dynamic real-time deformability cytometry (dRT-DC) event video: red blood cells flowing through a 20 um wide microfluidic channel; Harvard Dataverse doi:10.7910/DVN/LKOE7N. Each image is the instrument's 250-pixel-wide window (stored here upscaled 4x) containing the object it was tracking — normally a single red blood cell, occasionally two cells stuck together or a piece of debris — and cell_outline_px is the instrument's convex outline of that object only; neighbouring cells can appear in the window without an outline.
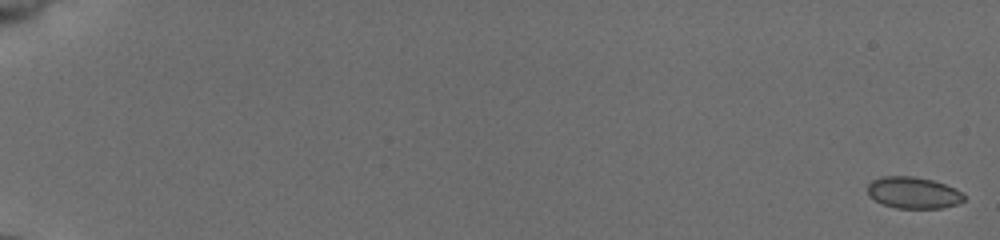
{"species": "common noctule bat (a hibernating species)", "species_latin": "Nyctalus noctula", "temperature_condition": "cold", "stored_images_in_passage": 56, "camera_frame_rate_fps": 3000, "um_per_image_px": 0.085, "animal": {"sex": "female", "body_mass_g": 19.5, "forearm_length_mm": 54.1}, "frame": {"image": 1, "passage_image": 1, "time_ms": 0.0, "image_size_px": [1000, 240], "cell_outline_px": [[964, 200], [956, 204], [940, 208], [896, 208], [884, 204], [868, 196], [868, 184], [872, 180], [884, 176], [912, 176], [932, 180], [944, 184], [960, 192], [964, 196]], "centroid_in_image_um": [77.59, 16.38], "position_along_channel_um": 7.4, "area_um2": 17.46}}
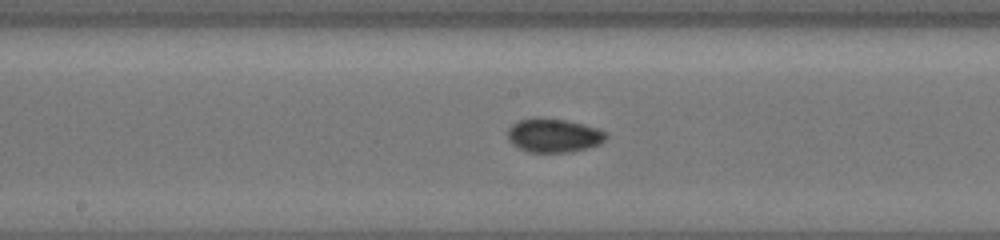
{"frame": {"image": 2, "passage_image": 32, "time_ms": 10.333, "image_size_px": [1000, 240], "cell_outline_px": [[608, 136], [600, 144], [588, 148], [572, 152], [524, 152], [512, 144], [508, 140], [508, 128], [512, 124], [520, 120], [560, 120], [580, 124], [596, 128], [604, 132]], "centroid_in_image_um": [47.05, 11.57], "position_along_channel_um": 201.2, "area_um2": 18.79}}
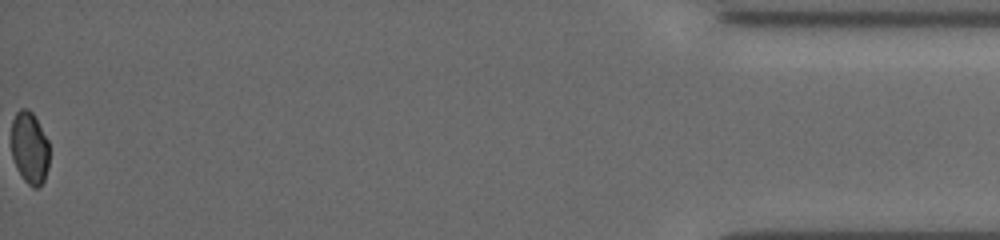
{"frame": {"image": 3, "passage_image": 56, "time_ms": 18.333, "image_size_px": [1000, 240], "cell_outline_px": [[48, 168], [44, 180], [36, 188], [32, 188], [24, 180], [16, 168], [12, 156], [12, 120], [16, 112], [20, 108], [28, 108], [32, 112], [48, 140]], "centroid_in_image_um": [2.51, 12.56], "position_along_channel_um": 432.7, "area_um2": 15.95}, "authors_computed_cell_mechanics": {"area_um2": 17.8602, "velocity_mm_per_s": 3.9044, "shape_relaxation_time_tau1_ms": null, "shape_relaxation_time_tau2_ms": 1.3542, "deformation_change_tau1": null, "deformation_change_tau2": 0.0412}}